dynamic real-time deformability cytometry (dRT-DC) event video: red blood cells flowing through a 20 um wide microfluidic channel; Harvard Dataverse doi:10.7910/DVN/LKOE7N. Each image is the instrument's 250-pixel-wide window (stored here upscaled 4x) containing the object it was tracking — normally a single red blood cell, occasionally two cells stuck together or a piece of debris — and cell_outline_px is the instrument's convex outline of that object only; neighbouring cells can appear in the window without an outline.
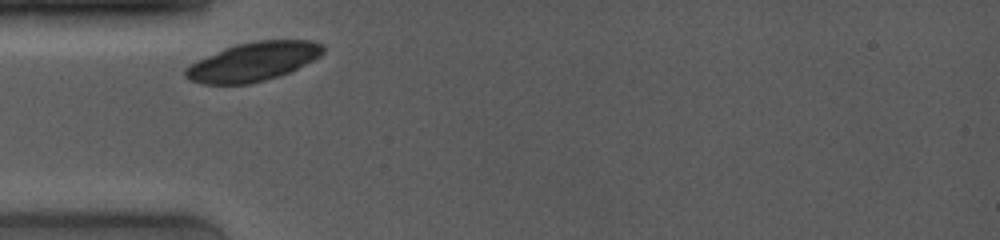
{"species": "common noctule bat (a hibernating species)", "species_latin": "Nyctalus noctula", "temperature_condition": "room temperature", "stored_images_in_passage": 2, "camera_frame_rate_fps": 4000, "um_per_image_px": 0.085, "animal": {"sex": "female", "body_mass_g": 19.0, "forearm_length_mm": 53.3}, "frame": {"image": 1, "passage_image": 1, "time_ms": 0.0, "image_size_px": [1000, 240], "cell_outline_px": [[324, 52], [320, 56], [288, 72], [264, 80], [248, 84], [204, 84], [192, 80], [184, 76], [184, 68], [196, 60], [224, 48], [236, 44], [256, 40], [312, 40], [324, 44]], "centroid_in_image_um": [21.5, 5.22], "position_along_channel_um": 63.5, "area_um2": 30.98}}